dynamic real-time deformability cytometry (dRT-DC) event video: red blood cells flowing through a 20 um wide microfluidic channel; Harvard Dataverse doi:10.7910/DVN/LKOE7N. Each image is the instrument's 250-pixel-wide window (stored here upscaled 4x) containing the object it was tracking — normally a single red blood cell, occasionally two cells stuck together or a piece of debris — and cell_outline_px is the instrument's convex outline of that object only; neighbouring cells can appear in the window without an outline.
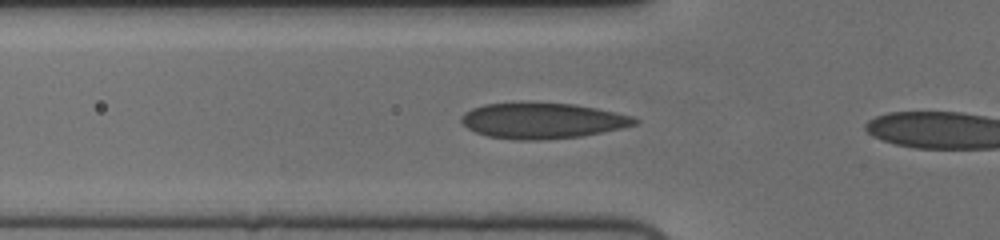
{"species": "human", "species_latin": "Homo sapiens", "temperature_condition": "cold", "stored_images_in_passage": 6, "camera_frame_rate_fps": 3000, "um_per_image_px": 0.085, "donor": {"sex": "female"}, "frame": {"image": 1, "passage_image": 4, "time_ms": 1.0, "image_size_px": [1000, 240], "cell_outline_px": [[640, 120], [636, 124], [620, 128], [580, 136], [548, 140], [516, 140], [488, 136], [476, 132], [468, 128], [460, 120], [460, 116], [464, 112], [472, 108], [484, 104], [572, 104], [596, 108], [632, 116]], "centroid_in_image_um": [46.08, 10.28], "position_along_channel_um": 79.7, "area_um2": 35.43}}